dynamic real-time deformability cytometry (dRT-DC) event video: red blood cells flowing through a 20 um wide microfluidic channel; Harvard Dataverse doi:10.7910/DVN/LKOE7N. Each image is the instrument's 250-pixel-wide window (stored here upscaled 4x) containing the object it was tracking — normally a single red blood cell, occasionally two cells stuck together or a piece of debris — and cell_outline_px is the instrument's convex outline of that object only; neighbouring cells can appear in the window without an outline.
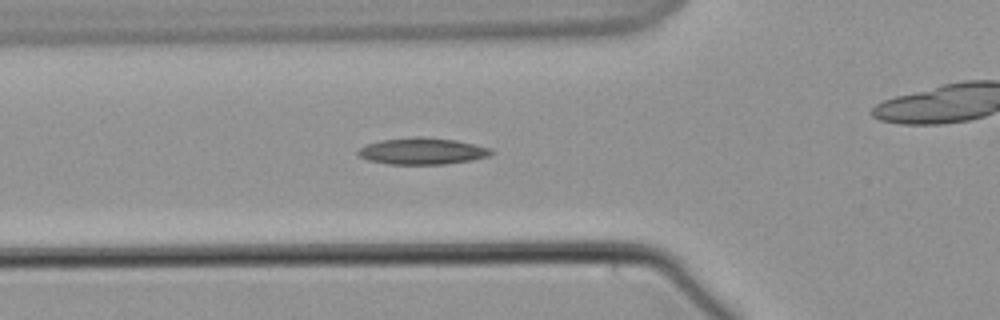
{"species": "common noctule bat (a hibernating species)", "species_latin": "Nyctalus noctula", "temperature_condition": "warm", "stored_images_in_passage": 23, "camera_frame_rate_fps": 3000, "um_per_image_px": 0.085, "animal": {"sex": "male", "body_mass_g": 21.5, "forearm_length_mm": 52.0}, "frame": {"image": 1, "passage_image": 20, "time_ms": 6.333, "image_size_px": [1000, 320], "cell_outline_px": [[496, 152], [488, 156], [472, 160], [444, 164], [388, 164], [368, 160], [360, 156], [356, 152], [360, 148], [368, 144], [380, 140], [420, 136], [456, 140], [492, 148]], "centroid_in_image_um": [35.93, 12.84], "position_along_channel_um": 89.9, "area_um2": 20.63}}
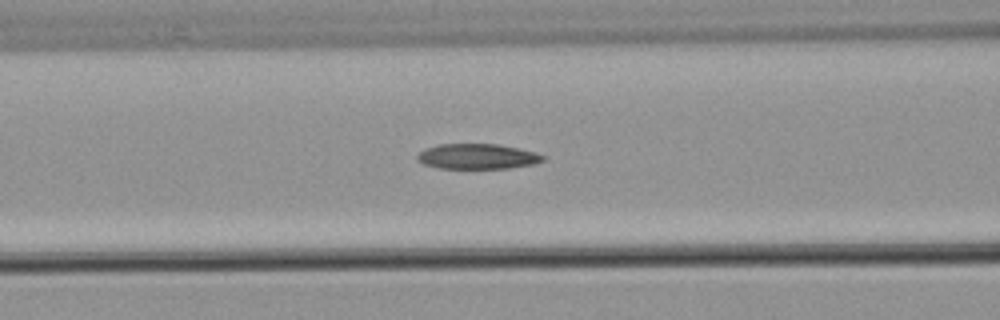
{"frame": {"image": 2, "passage_image": 23, "time_ms": 7.333, "image_size_px": [1000, 320], "cell_outline_px": [[544, 160], [532, 164], [508, 168], [436, 168], [424, 164], [416, 160], [416, 156], [424, 148], [436, 144], [496, 144], [516, 148], [532, 152], [544, 156]], "centroid_in_image_um": [40.48, 13.29], "position_along_channel_um": 126.1, "area_um2": 18.32}}